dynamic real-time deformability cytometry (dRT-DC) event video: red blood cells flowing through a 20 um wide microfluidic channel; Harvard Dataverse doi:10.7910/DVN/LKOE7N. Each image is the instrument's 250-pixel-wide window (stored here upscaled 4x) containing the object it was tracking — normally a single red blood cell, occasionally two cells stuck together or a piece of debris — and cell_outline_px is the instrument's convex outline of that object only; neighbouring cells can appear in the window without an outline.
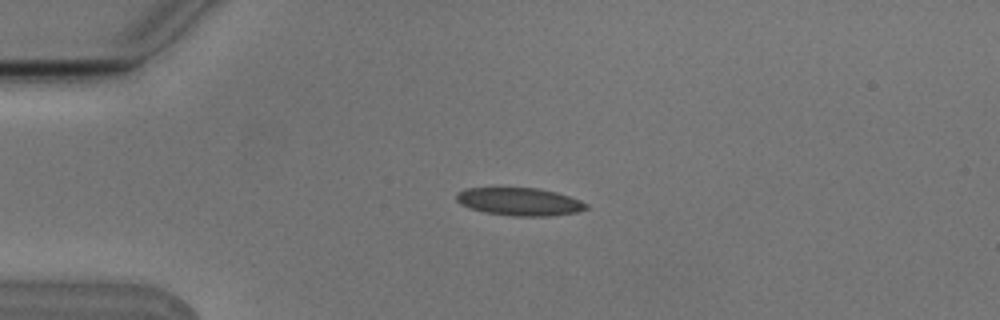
{"species": "Egyptian fruit bat (a non-hibernating species)", "species_latin": "Rousettus aegyptiacus", "temperature_condition": "cold", "stored_images_in_passage": 3, "camera_frame_rate_fps": 3000, "um_per_image_px": 0.085, "animal": {"sex": "male"}, "frame": {"image": 1, "passage_image": 2, "time_ms": 0.333, "image_size_px": [1000, 320], "cell_outline_px": [[588, 208], [576, 212], [552, 216], [512, 216], [484, 212], [468, 208], [460, 204], [456, 200], [456, 192], [468, 188], [536, 188], [556, 192], [580, 200], [588, 204]], "centroid_in_image_um": [44.14, 17.15], "position_along_channel_um": 40.9, "area_um2": 21.1}}